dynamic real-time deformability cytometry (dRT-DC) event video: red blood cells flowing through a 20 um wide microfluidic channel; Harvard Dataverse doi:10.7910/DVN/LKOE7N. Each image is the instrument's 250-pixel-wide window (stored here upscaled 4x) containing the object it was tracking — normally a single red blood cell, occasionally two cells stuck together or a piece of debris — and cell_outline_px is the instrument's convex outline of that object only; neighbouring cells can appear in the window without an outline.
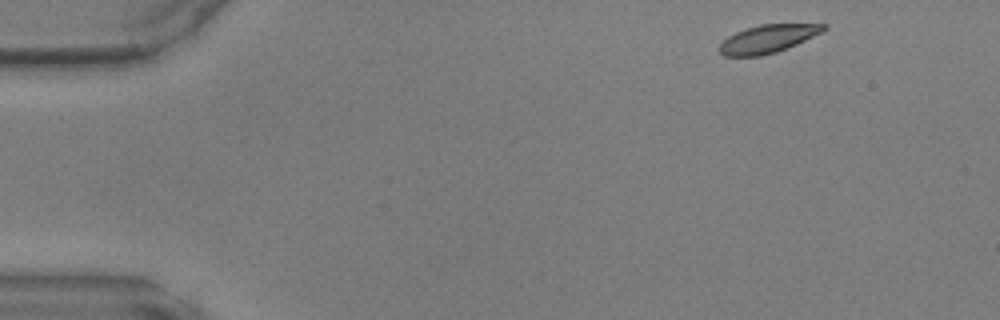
{"species": "common noctule bat (a hibernating species)", "species_latin": "Nyctalus noctula", "temperature_condition": "warm", "stored_images_in_passage": 44, "camera_frame_rate_fps": 3000, "um_per_image_px": 0.085, "animal": {"sex": "male", "body_mass_g": 17.9, "forearm_length_mm": 54.2}, "frame": {"image": 1, "passage_image": 1, "time_ms": 0.0, "image_size_px": [1000, 320], "cell_outline_px": [[828, 28], [796, 44], [776, 52], [760, 56], [724, 56], [716, 48], [728, 36], [736, 32], [760, 24], [828, 24]], "centroid_in_image_um": [65.22, 3.3], "position_along_channel_um": 19.8, "area_um2": 16.82}}
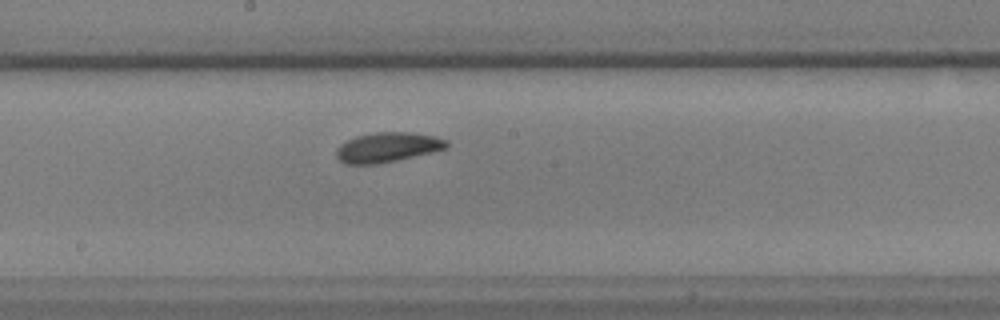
{"frame": {"image": 2, "passage_image": 22, "time_ms": 7.0, "image_size_px": [1000, 320], "cell_outline_px": [[448, 148], [432, 152], [396, 160], [376, 164], [344, 164], [336, 156], [336, 148], [340, 144], [356, 136], [376, 132], [412, 132], [432, 136], [448, 140]], "centroid_in_image_um": [32.93, 12.52], "position_along_channel_um": 215.3, "area_um2": 19.07}}
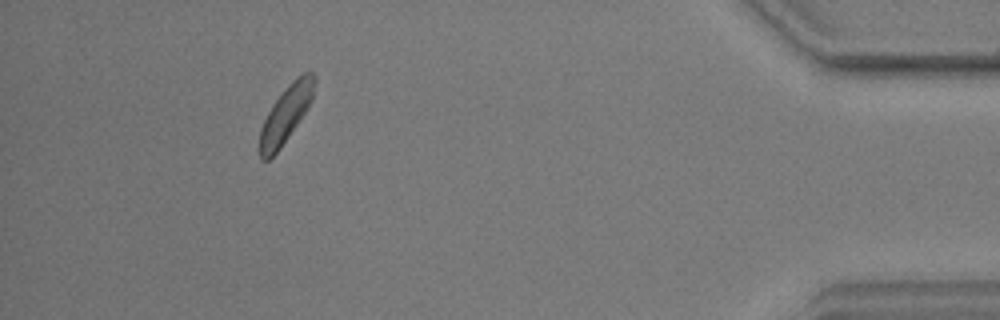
{"frame": {"image": 3, "passage_image": 40, "time_ms": 13.0, "image_size_px": [1000, 320], "cell_outline_px": [[316, 80], [312, 100], [280, 148], [268, 160], [260, 160], [256, 148], [260, 128], [272, 104], [288, 84], [296, 76], [304, 72], [312, 72], [316, 76]], "centroid_in_image_um": [24.24, 9.72], "position_along_channel_um": 411.0, "area_um2": 18.21}}